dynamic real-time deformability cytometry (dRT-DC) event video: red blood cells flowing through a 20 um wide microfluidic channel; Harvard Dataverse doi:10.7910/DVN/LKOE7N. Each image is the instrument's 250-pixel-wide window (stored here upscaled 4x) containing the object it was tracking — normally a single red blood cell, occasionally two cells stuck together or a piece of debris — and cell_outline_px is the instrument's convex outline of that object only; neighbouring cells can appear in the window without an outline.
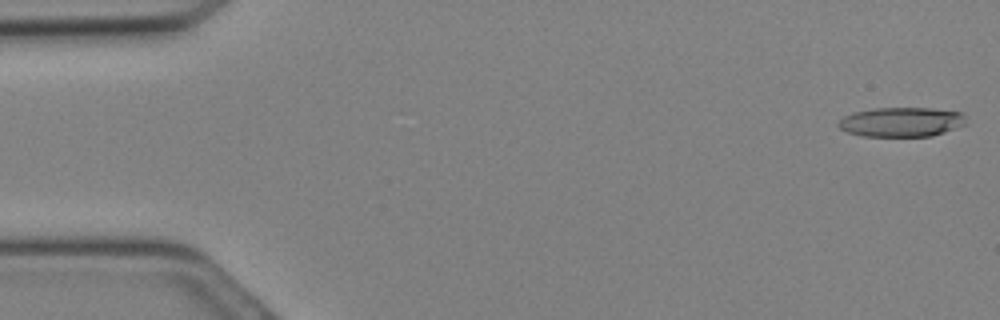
{"species": "Egyptian fruit bat (a non-hibernating species)", "species_latin": "Rousettus aegyptiacus", "temperature_condition": "cold", "stored_images_in_passage": 11, "camera_frame_rate_fps": 3000, "um_per_image_px": 0.085, "animal": {"sex": "female"}, "frame": {"image": 1, "passage_image": 1, "time_ms": 0.0, "image_size_px": [1000, 320], "cell_outline_px": [[964, 124], [944, 132], [932, 136], [860, 136], [848, 132], [840, 128], [836, 124], [844, 116], [852, 112], [872, 108], [932, 108], [964, 112]], "centroid_in_image_um": [76.58, 10.36], "position_along_channel_um": 8.4, "area_um2": 21.96}}
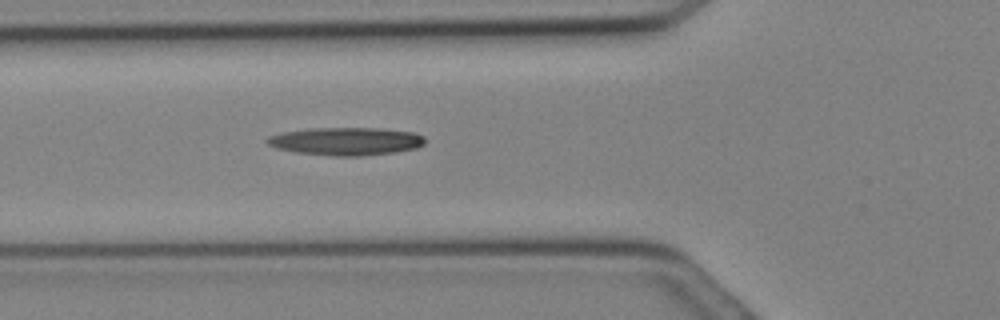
{"frame": {"image": 2, "passage_image": 11, "time_ms": 3.333, "image_size_px": [1000, 320], "cell_outline_px": [[424, 144], [416, 148], [396, 152], [360, 156], [336, 156], [296, 152], [276, 148], [268, 144], [264, 140], [268, 136], [280, 132], [308, 128], [380, 128], [412, 132], [424, 136]], "centroid_in_image_um": [29.38, 12.0], "position_along_channel_um": 96.4, "area_um2": 25.78}}